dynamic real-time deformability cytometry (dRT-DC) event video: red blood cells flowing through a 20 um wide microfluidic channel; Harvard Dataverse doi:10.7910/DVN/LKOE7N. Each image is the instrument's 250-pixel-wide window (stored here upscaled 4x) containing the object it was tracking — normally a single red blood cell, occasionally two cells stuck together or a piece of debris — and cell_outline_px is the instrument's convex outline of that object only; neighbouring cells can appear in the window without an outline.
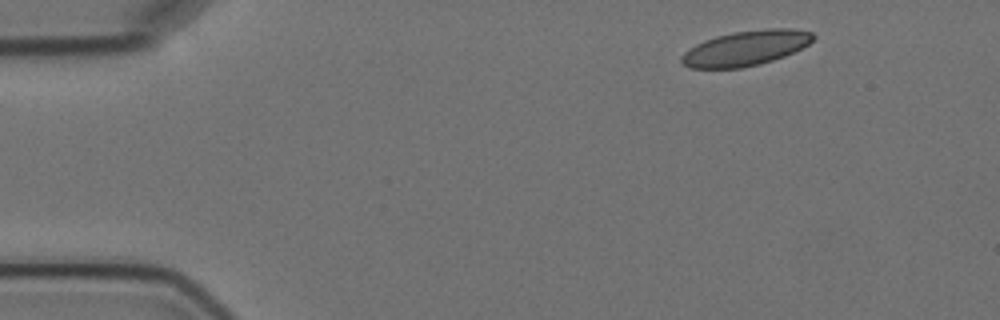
{"species": "Egyptian fruit bat (a non-hibernating species)", "species_latin": "Rousettus aegyptiacus", "temperature_condition": "cold", "stored_images_in_passage": 4, "segment_of_instrument_passage": [2, 2], "camera_frame_rate_fps": 3000, "um_per_image_px": 0.085, "animal": {"sex": "female"}, "frame": {"image": 1, "passage_image": 4, "time_ms": 5.333, "image_size_px": [1000, 320], "cell_outline_px": [[816, 36], [808, 44], [784, 56], [760, 64], [740, 68], [688, 68], [680, 60], [680, 56], [684, 52], [696, 44], [704, 40], [716, 36], [732, 32], [764, 28], [788, 28], [812, 32]], "centroid_in_image_um": [63.36, 4.08], "position_along_channel_um": 21.6, "area_um2": 26.82}}